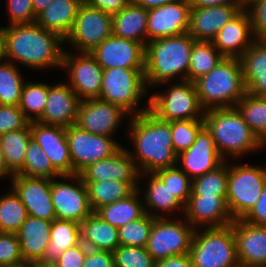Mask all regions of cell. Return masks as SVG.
<instances>
[{
	"label": "cell",
	"instance_id": "cell-53",
	"mask_svg": "<svg viewBox=\"0 0 266 267\" xmlns=\"http://www.w3.org/2000/svg\"><path fill=\"white\" fill-rule=\"evenodd\" d=\"M82 267H114L111 251L88 249Z\"/></svg>",
	"mask_w": 266,
	"mask_h": 267
},
{
	"label": "cell",
	"instance_id": "cell-37",
	"mask_svg": "<svg viewBox=\"0 0 266 267\" xmlns=\"http://www.w3.org/2000/svg\"><path fill=\"white\" fill-rule=\"evenodd\" d=\"M224 56L213 46L212 42L195 41L191 48L187 81L194 82L212 71Z\"/></svg>",
	"mask_w": 266,
	"mask_h": 267
},
{
	"label": "cell",
	"instance_id": "cell-60",
	"mask_svg": "<svg viewBox=\"0 0 266 267\" xmlns=\"http://www.w3.org/2000/svg\"><path fill=\"white\" fill-rule=\"evenodd\" d=\"M4 177H9L11 180V178L13 177V175L8 171L5 160H4V156H3V152L2 149L0 147V180L4 179Z\"/></svg>",
	"mask_w": 266,
	"mask_h": 267
},
{
	"label": "cell",
	"instance_id": "cell-8",
	"mask_svg": "<svg viewBox=\"0 0 266 267\" xmlns=\"http://www.w3.org/2000/svg\"><path fill=\"white\" fill-rule=\"evenodd\" d=\"M232 165H228L226 204L233 220H240L259 200L266 184V166Z\"/></svg>",
	"mask_w": 266,
	"mask_h": 267
},
{
	"label": "cell",
	"instance_id": "cell-39",
	"mask_svg": "<svg viewBox=\"0 0 266 267\" xmlns=\"http://www.w3.org/2000/svg\"><path fill=\"white\" fill-rule=\"evenodd\" d=\"M27 217V209L13 189L0 196V233H16Z\"/></svg>",
	"mask_w": 266,
	"mask_h": 267
},
{
	"label": "cell",
	"instance_id": "cell-46",
	"mask_svg": "<svg viewBox=\"0 0 266 267\" xmlns=\"http://www.w3.org/2000/svg\"><path fill=\"white\" fill-rule=\"evenodd\" d=\"M168 189L184 205L187 204L191 195L192 180L178 166L159 169L154 172Z\"/></svg>",
	"mask_w": 266,
	"mask_h": 267
},
{
	"label": "cell",
	"instance_id": "cell-61",
	"mask_svg": "<svg viewBox=\"0 0 266 267\" xmlns=\"http://www.w3.org/2000/svg\"><path fill=\"white\" fill-rule=\"evenodd\" d=\"M5 55V27H0V60H4Z\"/></svg>",
	"mask_w": 266,
	"mask_h": 267
},
{
	"label": "cell",
	"instance_id": "cell-23",
	"mask_svg": "<svg viewBox=\"0 0 266 267\" xmlns=\"http://www.w3.org/2000/svg\"><path fill=\"white\" fill-rule=\"evenodd\" d=\"M182 218L195 229L224 227L234 221L226 204V196H190Z\"/></svg>",
	"mask_w": 266,
	"mask_h": 267
},
{
	"label": "cell",
	"instance_id": "cell-52",
	"mask_svg": "<svg viewBox=\"0 0 266 267\" xmlns=\"http://www.w3.org/2000/svg\"><path fill=\"white\" fill-rule=\"evenodd\" d=\"M88 248L80 244L65 250L53 267H82Z\"/></svg>",
	"mask_w": 266,
	"mask_h": 267
},
{
	"label": "cell",
	"instance_id": "cell-28",
	"mask_svg": "<svg viewBox=\"0 0 266 267\" xmlns=\"http://www.w3.org/2000/svg\"><path fill=\"white\" fill-rule=\"evenodd\" d=\"M239 60L246 92L266 95V40H255Z\"/></svg>",
	"mask_w": 266,
	"mask_h": 267
},
{
	"label": "cell",
	"instance_id": "cell-9",
	"mask_svg": "<svg viewBox=\"0 0 266 267\" xmlns=\"http://www.w3.org/2000/svg\"><path fill=\"white\" fill-rule=\"evenodd\" d=\"M168 85V90L149 98V110L154 115L168 122L204 118L205 110L200 105L194 82H168Z\"/></svg>",
	"mask_w": 266,
	"mask_h": 267
},
{
	"label": "cell",
	"instance_id": "cell-16",
	"mask_svg": "<svg viewBox=\"0 0 266 267\" xmlns=\"http://www.w3.org/2000/svg\"><path fill=\"white\" fill-rule=\"evenodd\" d=\"M129 115L120 107L98 98L80 101L75 125L96 135L113 137Z\"/></svg>",
	"mask_w": 266,
	"mask_h": 267
},
{
	"label": "cell",
	"instance_id": "cell-6",
	"mask_svg": "<svg viewBox=\"0 0 266 267\" xmlns=\"http://www.w3.org/2000/svg\"><path fill=\"white\" fill-rule=\"evenodd\" d=\"M144 71L127 68L103 70L98 99L120 107L129 117L140 115L149 109V99L146 106L138 107L139 101L149 93Z\"/></svg>",
	"mask_w": 266,
	"mask_h": 267
},
{
	"label": "cell",
	"instance_id": "cell-33",
	"mask_svg": "<svg viewBox=\"0 0 266 267\" xmlns=\"http://www.w3.org/2000/svg\"><path fill=\"white\" fill-rule=\"evenodd\" d=\"M81 242L88 249L113 252L120 246L118 228L105 222L99 215L92 212L81 224Z\"/></svg>",
	"mask_w": 266,
	"mask_h": 267
},
{
	"label": "cell",
	"instance_id": "cell-15",
	"mask_svg": "<svg viewBox=\"0 0 266 267\" xmlns=\"http://www.w3.org/2000/svg\"><path fill=\"white\" fill-rule=\"evenodd\" d=\"M90 54L105 69H145V46L142 43L110 35Z\"/></svg>",
	"mask_w": 266,
	"mask_h": 267
},
{
	"label": "cell",
	"instance_id": "cell-45",
	"mask_svg": "<svg viewBox=\"0 0 266 267\" xmlns=\"http://www.w3.org/2000/svg\"><path fill=\"white\" fill-rule=\"evenodd\" d=\"M170 124L173 150L179 155L195 142L197 134L204 127V120H174L170 121Z\"/></svg>",
	"mask_w": 266,
	"mask_h": 267
},
{
	"label": "cell",
	"instance_id": "cell-48",
	"mask_svg": "<svg viewBox=\"0 0 266 267\" xmlns=\"http://www.w3.org/2000/svg\"><path fill=\"white\" fill-rule=\"evenodd\" d=\"M24 263L16 233H0V264L2 266Z\"/></svg>",
	"mask_w": 266,
	"mask_h": 267
},
{
	"label": "cell",
	"instance_id": "cell-35",
	"mask_svg": "<svg viewBox=\"0 0 266 267\" xmlns=\"http://www.w3.org/2000/svg\"><path fill=\"white\" fill-rule=\"evenodd\" d=\"M31 138V122L25 128L0 135V147L7 169L12 175L23 170L25 152Z\"/></svg>",
	"mask_w": 266,
	"mask_h": 267
},
{
	"label": "cell",
	"instance_id": "cell-56",
	"mask_svg": "<svg viewBox=\"0 0 266 267\" xmlns=\"http://www.w3.org/2000/svg\"><path fill=\"white\" fill-rule=\"evenodd\" d=\"M156 267H193L189 254L172 256L156 262Z\"/></svg>",
	"mask_w": 266,
	"mask_h": 267
},
{
	"label": "cell",
	"instance_id": "cell-59",
	"mask_svg": "<svg viewBox=\"0 0 266 267\" xmlns=\"http://www.w3.org/2000/svg\"><path fill=\"white\" fill-rule=\"evenodd\" d=\"M53 0H32L34 15L37 16L44 10Z\"/></svg>",
	"mask_w": 266,
	"mask_h": 267
},
{
	"label": "cell",
	"instance_id": "cell-27",
	"mask_svg": "<svg viewBox=\"0 0 266 267\" xmlns=\"http://www.w3.org/2000/svg\"><path fill=\"white\" fill-rule=\"evenodd\" d=\"M52 221L28 216L16 232L24 262L37 264L50 242Z\"/></svg>",
	"mask_w": 266,
	"mask_h": 267
},
{
	"label": "cell",
	"instance_id": "cell-43",
	"mask_svg": "<svg viewBox=\"0 0 266 267\" xmlns=\"http://www.w3.org/2000/svg\"><path fill=\"white\" fill-rule=\"evenodd\" d=\"M27 177L53 179L61 175L53 168L42 148L31 138L25 152L23 170L19 173Z\"/></svg>",
	"mask_w": 266,
	"mask_h": 267
},
{
	"label": "cell",
	"instance_id": "cell-30",
	"mask_svg": "<svg viewBox=\"0 0 266 267\" xmlns=\"http://www.w3.org/2000/svg\"><path fill=\"white\" fill-rule=\"evenodd\" d=\"M144 177L148 179L147 190H145L143 195L146 213L155 218L166 217V212L171 214V212L178 210H182L181 212L184 214L185 205L173 195L167 185L155 173L141 174L140 180Z\"/></svg>",
	"mask_w": 266,
	"mask_h": 267
},
{
	"label": "cell",
	"instance_id": "cell-63",
	"mask_svg": "<svg viewBox=\"0 0 266 267\" xmlns=\"http://www.w3.org/2000/svg\"><path fill=\"white\" fill-rule=\"evenodd\" d=\"M244 5H247L251 0H240Z\"/></svg>",
	"mask_w": 266,
	"mask_h": 267
},
{
	"label": "cell",
	"instance_id": "cell-10",
	"mask_svg": "<svg viewBox=\"0 0 266 267\" xmlns=\"http://www.w3.org/2000/svg\"><path fill=\"white\" fill-rule=\"evenodd\" d=\"M195 228L184 218H155L147 251L158 262L172 256L189 254Z\"/></svg>",
	"mask_w": 266,
	"mask_h": 267
},
{
	"label": "cell",
	"instance_id": "cell-62",
	"mask_svg": "<svg viewBox=\"0 0 266 267\" xmlns=\"http://www.w3.org/2000/svg\"><path fill=\"white\" fill-rule=\"evenodd\" d=\"M2 267H36V265L29 263V262H24L18 265H10V266H2Z\"/></svg>",
	"mask_w": 266,
	"mask_h": 267
},
{
	"label": "cell",
	"instance_id": "cell-42",
	"mask_svg": "<svg viewBox=\"0 0 266 267\" xmlns=\"http://www.w3.org/2000/svg\"><path fill=\"white\" fill-rule=\"evenodd\" d=\"M228 164L224 161L215 170L192 180L190 196H226L228 185Z\"/></svg>",
	"mask_w": 266,
	"mask_h": 267
},
{
	"label": "cell",
	"instance_id": "cell-25",
	"mask_svg": "<svg viewBox=\"0 0 266 267\" xmlns=\"http://www.w3.org/2000/svg\"><path fill=\"white\" fill-rule=\"evenodd\" d=\"M255 41L251 19L244 8L212 40L213 46L226 58H239Z\"/></svg>",
	"mask_w": 266,
	"mask_h": 267
},
{
	"label": "cell",
	"instance_id": "cell-7",
	"mask_svg": "<svg viewBox=\"0 0 266 267\" xmlns=\"http://www.w3.org/2000/svg\"><path fill=\"white\" fill-rule=\"evenodd\" d=\"M189 256L193 267H239L233 222L224 227L195 229Z\"/></svg>",
	"mask_w": 266,
	"mask_h": 267
},
{
	"label": "cell",
	"instance_id": "cell-24",
	"mask_svg": "<svg viewBox=\"0 0 266 267\" xmlns=\"http://www.w3.org/2000/svg\"><path fill=\"white\" fill-rule=\"evenodd\" d=\"M244 8L245 5L191 7L188 33L196 41L212 42L222 27Z\"/></svg>",
	"mask_w": 266,
	"mask_h": 267
},
{
	"label": "cell",
	"instance_id": "cell-22",
	"mask_svg": "<svg viewBox=\"0 0 266 267\" xmlns=\"http://www.w3.org/2000/svg\"><path fill=\"white\" fill-rule=\"evenodd\" d=\"M236 253L241 267H266V226L233 221Z\"/></svg>",
	"mask_w": 266,
	"mask_h": 267
},
{
	"label": "cell",
	"instance_id": "cell-26",
	"mask_svg": "<svg viewBox=\"0 0 266 267\" xmlns=\"http://www.w3.org/2000/svg\"><path fill=\"white\" fill-rule=\"evenodd\" d=\"M80 101L67 83L49 85L44 112L37 122L63 127L75 125Z\"/></svg>",
	"mask_w": 266,
	"mask_h": 267
},
{
	"label": "cell",
	"instance_id": "cell-34",
	"mask_svg": "<svg viewBox=\"0 0 266 267\" xmlns=\"http://www.w3.org/2000/svg\"><path fill=\"white\" fill-rule=\"evenodd\" d=\"M142 188L135 189L129 196L111 204L104 205L95 213L105 222L120 228L128 222L139 219L146 214L144 202L140 199Z\"/></svg>",
	"mask_w": 266,
	"mask_h": 267
},
{
	"label": "cell",
	"instance_id": "cell-58",
	"mask_svg": "<svg viewBox=\"0 0 266 267\" xmlns=\"http://www.w3.org/2000/svg\"><path fill=\"white\" fill-rule=\"evenodd\" d=\"M175 1L177 0H132V3L146 10H151Z\"/></svg>",
	"mask_w": 266,
	"mask_h": 267
},
{
	"label": "cell",
	"instance_id": "cell-29",
	"mask_svg": "<svg viewBox=\"0 0 266 267\" xmlns=\"http://www.w3.org/2000/svg\"><path fill=\"white\" fill-rule=\"evenodd\" d=\"M84 0H53L37 16L35 22L65 40L72 30L78 10Z\"/></svg>",
	"mask_w": 266,
	"mask_h": 267
},
{
	"label": "cell",
	"instance_id": "cell-19",
	"mask_svg": "<svg viewBox=\"0 0 266 267\" xmlns=\"http://www.w3.org/2000/svg\"><path fill=\"white\" fill-rule=\"evenodd\" d=\"M79 175L83 181L116 180L127 182L134 190L140 188V170L124 146L111 157L89 165Z\"/></svg>",
	"mask_w": 266,
	"mask_h": 267
},
{
	"label": "cell",
	"instance_id": "cell-3",
	"mask_svg": "<svg viewBox=\"0 0 266 267\" xmlns=\"http://www.w3.org/2000/svg\"><path fill=\"white\" fill-rule=\"evenodd\" d=\"M195 41L185 33L147 42L144 71L147 88L173 80L187 81L191 48Z\"/></svg>",
	"mask_w": 266,
	"mask_h": 267
},
{
	"label": "cell",
	"instance_id": "cell-55",
	"mask_svg": "<svg viewBox=\"0 0 266 267\" xmlns=\"http://www.w3.org/2000/svg\"><path fill=\"white\" fill-rule=\"evenodd\" d=\"M90 6L114 14L128 6L132 0H84Z\"/></svg>",
	"mask_w": 266,
	"mask_h": 267
},
{
	"label": "cell",
	"instance_id": "cell-49",
	"mask_svg": "<svg viewBox=\"0 0 266 267\" xmlns=\"http://www.w3.org/2000/svg\"><path fill=\"white\" fill-rule=\"evenodd\" d=\"M29 123L19 106L0 105V135L25 128Z\"/></svg>",
	"mask_w": 266,
	"mask_h": 267
},
{
	"label": "cell",
	"instance_id": "cell-18",
	"mask_svg": "<svg viewBox=\"0 0 266 267\" xmlns=\"http://www.w3.org/2000/svg\"><path fill=\"white\" fill-rule=\"evenodd\" d=\"M191 5L177 0L148 10L147 42L188 33Z\"/></svg>",
	"mask_w": 266,
	"mask_h": 267
},
{
	"label": "cell",
	"instance_id": "cell-50",
	"mask_svg": "<svg viewBox=\"0 0 266 267\" xmlns=\"http://www.w3.org/2000/svg\"><path fill=\"white\" fill-rule=\"evenodd\" d=\"M6 3L9 26L35 22L36 16L34 15L32 0H6Z\"/></svg>",
	"mask_w": 266,
	"mask_h": 267
},
{
	"label": "cell",
	"instance_id": "cell-38",
	"mask_svg": "<svg viewBox=\"0 0 266 267\" xmlns=\"http://www.w3.org/2000/svg\"><path fill=\"white\" fill-rule=\"evenodd\" d=\"M235 107L250 129L266 145V99L246 92Z\"/></svg>",
	"mask_w": 266,
	"mask_h": 267
},
{
	"label": "cell",
	"instance_id": "cell-1",
	"mask_svg": "<svg viewBox=\"0 0 266 267\" xmlns=\"http://www.w3.org/2000/svg\"><path fill=\"white\" fill-rule=\"evenodd\" d=\"M128 120V137L135 150L129 153L141 174L177 166L170 122L159 119L149 109Z\"/></svg>",
	"mask_w": 266,
	"mask_h": 267
},
{
	"label": "cell",
	"instance_id": "cell-40",
	"mask_svg": "<svg viewBox=\"0 0 266 267\" xmlns=\"http://www.w3.org/2000/svg\"><path fill=\"white\" fill-rule=\"evenodd\" d=\"M24 83L18 66L0 61V105L19 106Z\"/></svg>",
	"mask_w": 266,
	"mask_h": 267
},
{
	"label": "cell",
	"instance_id": "cell-41",
	"mask_svg": "<svg viewBox=\"0 0 266 267\" xmlns=\"http://www.w3.org/2000/svg\"><path fill=\"white\" fill-rule=\"evenodd\" d=\"M49 84L44 82H25L21 91L19 108L30 121H37L44 112Z\"/></svg>",
	"mask_w": 266,
	"mask_h": 267
},
{
	"label": "cell",
	"instance_id": "cell-21",
	"mask_svg": "<svg viewBox=\"0 0 266 267\" xmlns=\"http://www.w3.org/2000/svg\"><path fill=\"white\" fill-rule=\"evenodd\" d=\"M32 138L44 150L51 165L61 176L73 175L66 127L31 122Z\"/></svg>",
	"mask_w": 266,
	"mask_h": 267
},
{
	"label": "cell",
	"instance_id": "cell-36",
	"mask_svg": "<svg viewBox=\"0 0 266 267\" xmlns=\"http://www.w3.org/2000/svg\"><path fill=\"white\" fill-rule=\"evenodd\" d=\"M88 190L92 211L129 196L134 189L127 183L116 180L83 181Z\"/></svg>",
	"mask_w": 266,
	"mask_h": 267
},
{
	"label": "cell",
	"instance_id": "cell-44",
	"mask_svg": "<svg viewBox=\"0 0 266 267\" xmlns=\"http://www.w3.org/2000/svg\"><path fill=\"white\" fill-rule=\"evenodd\" d=\"M154 219L155 217L146 213L118 228L120 246L146 247Z\"/></svg>",
	"mask_w": 266,
	"mask_h": 267
},
{
	"label": "cell",
	"instance_id": "cell-32",
	"mask_svg": "<svg viewBox=\"0 0 266 267\" xmlns=\"http://www.w3.org/2000/svg\"><path fill=\"white\" fill-rule=\"evenodd\" d=\"M148 10L132 2L112 15L113 35L147 44Z\"/></svg>",
	"mask_w": 266,
	"mask_h": 267
},
{
	"label": "cell",
	"instance_id": "cell-54",
	"mask_svg": "<svg viewBox=\"0 0 266 267\" xmlns=\"http://www.w3.org/2000/svg\"><path fill=\"white\" fill-rule=\"evenodd\" d=\"M242 220L252 225L266 226V184L256 205Z\"/></svg>",
	"mask_w": 266,
	"mask_h": 267
},
{
	"label": "cell",
	"instance_id": "cell-47",
	"mask_svg": "<svg viewBox=\"0 0 266 267\" xmlns=\"http://www.w3.org/2000/svg\"><path fill=\"white\" fill-rule=\"evenodd\" d=\"M112 253L114 267H156L146 247L118 246Z\"/></svg>",
	"mask_w": 266,
	"mask_h": 267
},
{
	"label": "cell",
	"instance_id": "cell-4",
	"mask_svg": "<svg viewBox=\"0 0 266 267\" xmlns=\"http://www.w3.org/2000/svg\"><path fill=\"white\" fill-rule=\"evenodd\" d=\"M203 120L204 126L211 133L216 149L224 161L230 157L231 160L232 158L240 159L248 153L266 147L250 129L236 107L205 110Z\"/></svg>",
	"mask_w": 266,
	"mask_h": 267
},
{
	"label": "cell",
	"instance_id": "cell-20",
	"mask_svg": "<svg viewBox=\"0 0 266 267\" xmlns=\"http://www.w3.org/2000/svg\"><path fill=\"white\" fill-rule=\"evenodd\" d=\"M223 162L214 139L205 126L197 134L195 142L177 156V166L191 180L215 170Z\"/></svg>",
	"mask_w": 266,
	"mask_h": 267
},
{
	"label": "cell",
	"instance_id": "cell-5",
	"mask_svg": "<svg viewBox=\"0 0 266 267\" xmlns=\"http://www.w3.org/2000/svg\"><path fill=\"white\" fill-rule=\"evenodd\" d=\"M204 110L232 108L246 94L239 58L224 59L209 73L194 81Z\"/></svg>",
	"mask_w": 266,
	"mask_h": 267
},
{
	"label": "cell",
	"instance_id": "cell-31",
	"mask_svg": "<svg viewBox=\"0 0 266 267\" xmlns=\"http://www.w3.org/2000/svg\"><path fill=\"white\" fill-rule=\"evenodd\" d=\"M81 243L80 224L73 221L54 219L50 242L36 267H53L62 253Z\"/></svg>",
	"mask_w": 266,
	"mask_h": 267
},
{
	"label": "cell",
	"instance_id": "cell-51",
	"mask_svg": "<svg viewBox=\"0 0 266 267\" xmlns=\"http://www.w3.org/2000/svg\"><path fill=\"white\" fill-rule=\"evenodd\" d=\"M245 9L250 15L255 40H266V0H251Z\"/></svg>",
	"mask_w": 266,
	"mask_h": 267
},
{
	"label": "cell",
	"instance_id": "cell-14",
	"mask_svg": "<svg viewBox=\"0 0 266 267\" xmlns=\"http://www.w3.org/2000/svg\"><path fill=\"white\" fill-rule=\"evenodd\" d=\"M61 69L67 71L69 82L66 83L81 101L99 98L103 68L90 52L64 50Z\"/></svg>",
	"mask_w": 266,
	"mask_h": 267
},
{
	"label": "cell",
	"instance_id": "cell-13",
	"mask_svg": "<svg viewBox=\"0 0 266 267\" xmlns=\"http://www.w3.org/2000/svg\"><path fill=\"white\" fill-rule=\"evenodd\" d=\"M63 179L74 182L68 183ZM51 197L56 219L81 224L93 212L89 203L87 187L78 174L61 176L58 177V180L57 178L51 179Z\"/></svg>",
	"mask_w": 266,
	"mask_h": 267
},
{
	"label": "cell",
	"instance_id": "cell-11",
	"mask_svg": "<svg viewBox=\"0 0 266 267\" xmlns=\"http://www.w3.org/2000/svg\"><path fill=\"white\" fill-rule=\"evenodd\" d=\"M112 34V14L94 8L84 1L64 43L72 44L76 50L73 52H91Z\"/></svg>",
	"mask_w": 266,
	"mask_h": 267
},
{
	"label": "cell",
	"instance_id": "cell-12",
	"mask_svg": "<svg viewBox=\"0 0 266 267\" xmlns=\"http://www.w3.org/2000/svg\"><path fill=\"white\" fill-rule=\"evenodd\" d=\"M66 135L73 165V175H79L89 165L111 157L123 147L113 137L89 133L77 125L66 127Z\"/></svg>",
	"mask_w": 266,
	"mask_h": 267
},
{
	"label": "cell",
	"instance_id": "cell-17",
	"mask_svg": "<svg viewBox=\"0 0 266 267\" xmlns=\"http://www.w3.org/2000/svg\"><path fill=\"white\" fill-rule=\"evenodd\" d=\"M10 185L26 207L28 216L48 221L56 219L51 197V179L16 174L11 178Z\"/></svg>",
	"mask_w": 266,
	"mask_h": 267
},
{
	"label": "cell",
	"instance_id": "cell-2",
	"mask_svg": "<svg viewBox=\"0 0 266 267\" xmlns=\"http://www.w3.org/2000/svg\"><path fill=\"white\" fill-rule=\"evenodd\" d=\"M64 40L36 22L5 26L4 60L34 70L61 68ZM16 62V63H15Z\"/></svg>",
	"mask_w": 266,
	"mask_h": 267
},
{
	"label": "cell",
	"instance_id": "cell-57",
	"mask_svg": "<svg viewBox=\"0 0 266 267\" xmlns=\"http://www.w3.org/2000/svg\"><path fill=\"white\" fill-rule=\"evenodd\" d=\"M191 7H211L214 5H244L240 0H189Z\"/></svg>",
	"mask_w": 266,
	"mask_h": 267
}]
</instances>
